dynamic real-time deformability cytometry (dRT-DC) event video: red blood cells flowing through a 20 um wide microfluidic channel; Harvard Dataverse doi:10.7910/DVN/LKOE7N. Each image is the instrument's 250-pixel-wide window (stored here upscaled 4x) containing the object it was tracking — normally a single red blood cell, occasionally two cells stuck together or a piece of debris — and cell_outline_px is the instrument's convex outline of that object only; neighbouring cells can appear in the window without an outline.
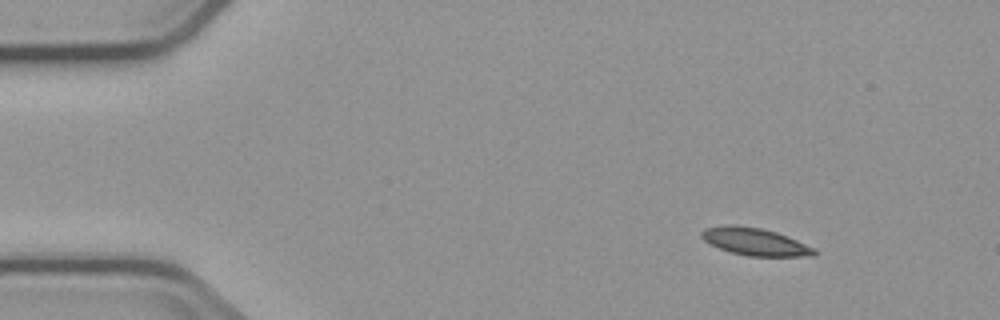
{"species": "common noctule bat (a hibernating species)", "species_latin": "Nyctalus noctula", "temperature_condition": "cold", "stored_images_in_passage": 6, "camera_frame_rate_fps": 3000, "um_per_image_px": 0.085, "animal": {"sex": "male", "body_mass_g": 23.1, "forearm_length_mm": 52.7}, "frame": {"image": 1, "passage_image": 1, "time_ms": 0.0, "image_size_px": [1000, 320], "cell_outline_px": [[816, 256], [748, 256], [732, 252], [720, 248], [704, 240], [700, 236], [700, 232], [704, 228], [728, 224], [736, 224], [760, 228], [776, 232], [816, 248]], "centroid_in_image_um": [64.17, 20.53], "position_along_channel_um": 20.8, "area_um2": 17.98}}
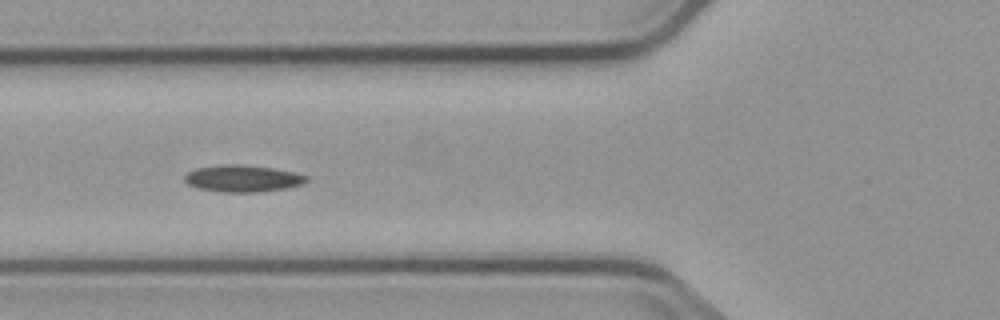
{"frame": {"image": 2, "passage_image": 5, "time_ms": 4.667, "image_size_px": [1000, 320], "cell_outline_px": [[308, 180], [304, 184], [284, 188], [260, 192], [220, 192], [196, 188], [188, 184], [184, 180], [184, 176], [188, 172], [196, 168], [220, 164], [244, 164], [272, 168], [292, 172], [308, 176]], "centroid_in_image_um": [20.6, 15.17], "position_along_channel_um": 105.2, "area_um2": 19.19}}
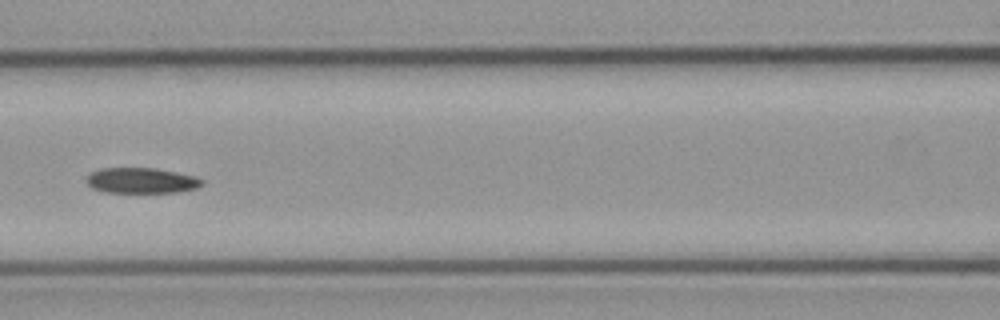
{"frame": {"image": 3, "passage_image": 6, "time_ms": 6.0, "image_size_px": [1000, 320], "cell_outline_px": [[204, 184], [196, 188], [180, 192], [104, 192], [92, 188], [84, 180], [84, 176], [100, 168], [156, 168], [196, 176], [204, 180]], "centroid_in_image_um": [12.01, 15.34], "position_along_channel_um": 154.6, "area_um2": 17.4}}